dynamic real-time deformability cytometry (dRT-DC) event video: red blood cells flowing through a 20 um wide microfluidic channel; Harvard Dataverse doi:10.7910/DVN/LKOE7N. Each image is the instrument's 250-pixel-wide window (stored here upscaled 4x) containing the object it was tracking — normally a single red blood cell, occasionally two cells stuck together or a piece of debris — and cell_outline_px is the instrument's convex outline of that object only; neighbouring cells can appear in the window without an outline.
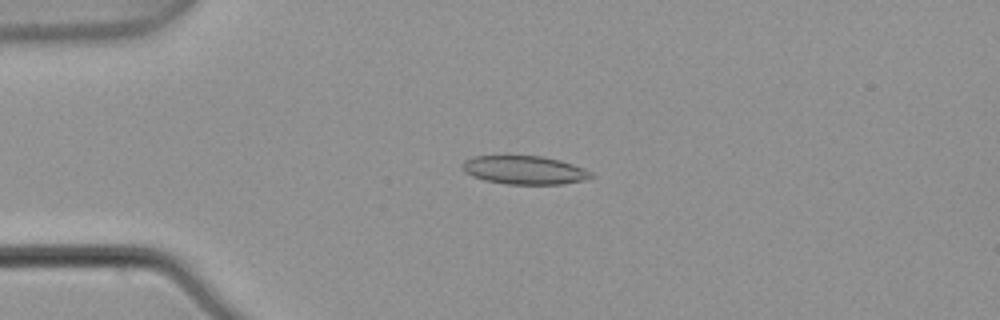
{"species": "common noctule bat (a hibernating species)", "species_latin": "Nyctalus noctula", "temperature_condition": "warm", "stored_images_in_passage": 6, "camera_frame_rate_fps": 3000, "um_per_image_px": 0.085, "animal": {"sex": "male", "body_mass_g": 21.5, "forearm_length_mm": 52.0}, "frame": {"image": 1, "passage_image": 4, "time_ms": 1.0, "image_size_px": [1000, 320], "cell_outline_px": [[596, 176], [584, 180], [560, 184], [504, 184], [484, 180], [472, 176], [464, 172], [460, 164], [464, 160], [476, 156], [508, 152], [540, 156], [560, 160], [584, 168], [592, 172]], "centroid_in_image_um": [44.51, 14.4], "position_along_channel_um": 40.5, "area_um2": 22.37}}
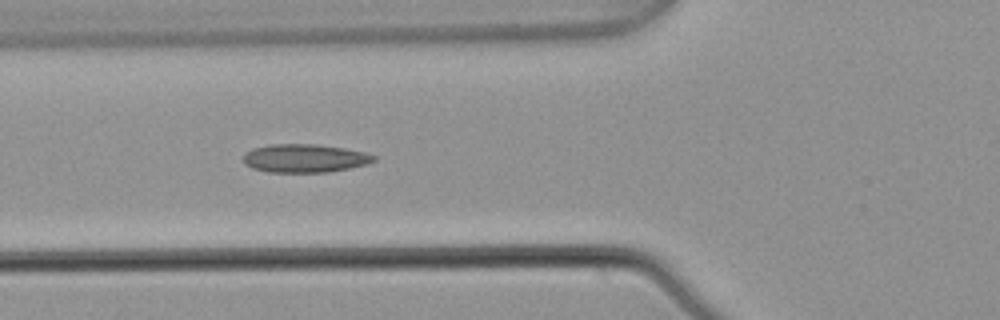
{"frame": {"image": 2, "passage_image": 6, "time_ms": 1.667, "image_size_px": [1000, 320], "cell_outline_px": [[376, 160], [368, 164], [328, 172], [268, 172], [252, 168], [244, 164], [244, 156], [252, 148], [268, 144], [312, 144], [344, 148], [368, 152], [376, 156]], "centroid_in_image_um": [25.92, 13.45], "position_along_channel_um": 99.9, "area_um2": 21.62}}